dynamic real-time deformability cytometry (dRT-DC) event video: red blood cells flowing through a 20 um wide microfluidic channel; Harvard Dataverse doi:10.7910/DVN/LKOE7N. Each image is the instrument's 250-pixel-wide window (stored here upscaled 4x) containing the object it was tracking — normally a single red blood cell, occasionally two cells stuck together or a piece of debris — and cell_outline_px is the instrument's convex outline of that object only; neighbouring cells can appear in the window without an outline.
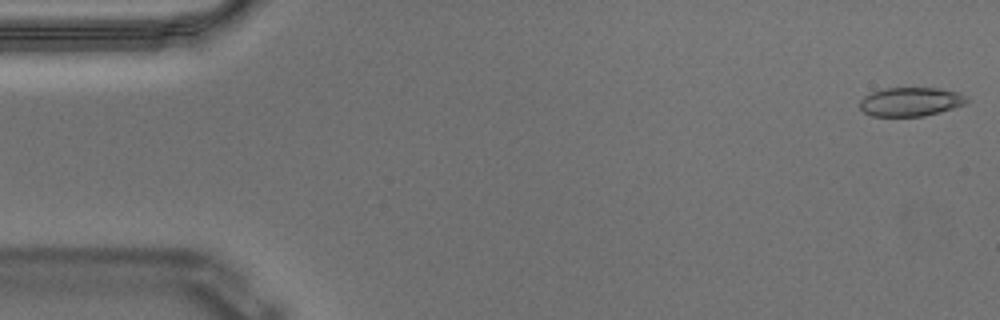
{"species": "Egyptian fruit bat (a non-hibernating species)", "species_latin": "Rousettus aegyptiacus", "temperature_condition": "warm", "stored_images_in_passage": 57, "camera_frame_rate_fps": 3000, "um_per_image_px": 0.085, "animal": {"sex": "male"}, "frame": {"image": 1, "passage_image": 1, "time_ms": 0.0, "image_size_px": [1000, 320], "cell_outline_px": [[968, 100], [964, 104], [940, 112], [924, 116], [872, 116], [864, 112], [860, 108], [860, 100], [864, 96], [872, 92], [884, 88], [940, 88], [960, 92]], "centroid_in_image_um": [77.39, 8.64], "position_along_channel_um": 7.6, "area_um2": 17.98}}
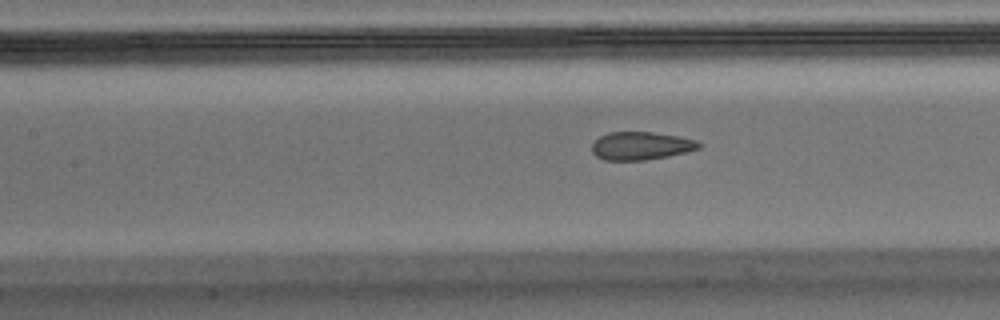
{"frame": {"image": 2, "passage_image": 24, "time_ms": 7.667, "image_size_px": [1000, 320], "cell_outline_px": [[704, 144], [700, 148], [688, 152], [668, 156], [644, 160], [604, 160], [596, 156], [592, 152], [592, 144], [600, 136], [608, 132], [652, 132], [680, 136], [696, 140]], "centroid_in_image_um": [54.52, 12.39], "position_along_channel_um": 152.9, "area_um2": 17.63}}
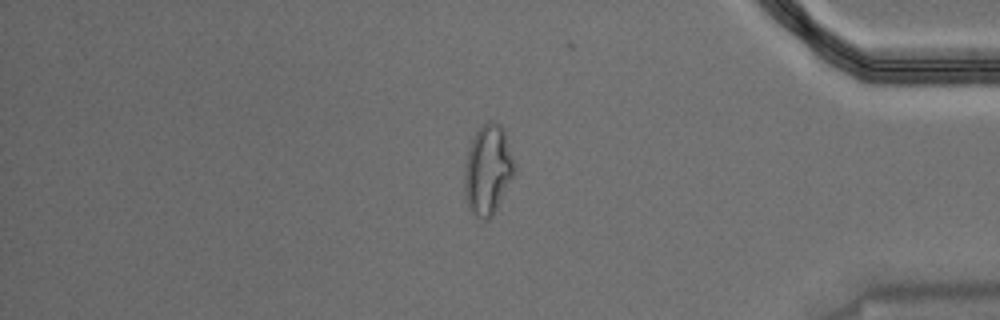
{"frame": {"image": 3, "passage_image": 47, "time_ms": 15.333, "image_size_px": [1000, 320], "cell_outline_px": [[516, 168], [492, 216], [488, 220], [484, 220], [476, 216], [468, 208], [464, 192], [464, 172], [468, 148], [476, 132], [488, 120], [500, 124], [504, 128], [516, 164]], "centroid_in_image_um": [41.46, 14.41], "position_along_channel_um": 393.7, "area_um2": 26.07}, "authors_computed_cell_mechanics": {"area_um2": 18.6694, "velocity_mm_per_s": 3.5332, "shape_relaxation_time_tau1_ms": null, "shape_relaxation_time_tau2_ms": 1.042, "deformation_change_tau1": null, "deformation_change_tau2": 0.0766}}